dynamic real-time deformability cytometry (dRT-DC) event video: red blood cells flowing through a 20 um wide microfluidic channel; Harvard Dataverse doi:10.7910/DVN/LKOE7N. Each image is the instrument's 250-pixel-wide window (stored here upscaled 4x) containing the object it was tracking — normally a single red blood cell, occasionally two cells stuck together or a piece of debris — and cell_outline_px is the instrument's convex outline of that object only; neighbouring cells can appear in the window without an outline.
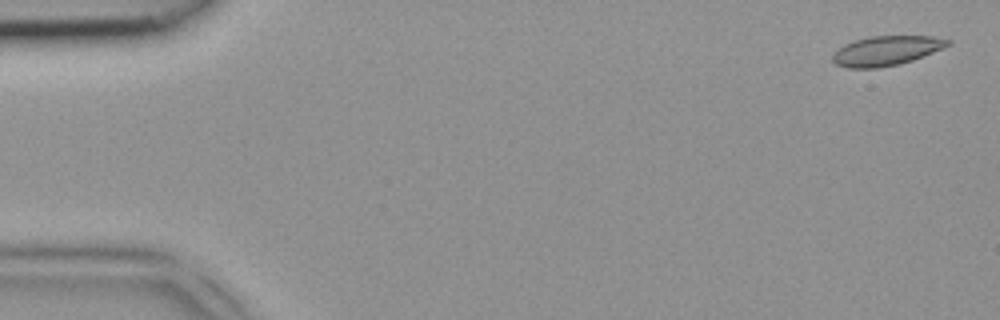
{"species": "common noctule bat (a hibernating species)", "species_latin": "Nyctalus noctula", "temperature_condition": "room temperature", "stored_images_in_passage": 3, "camera_frame_rate_fps": 3000, "um_per_image_px": 0.085, "animal": {"sex": "female", "body_mass_g": 18.4}, "frame": {"image": 1, "passage_image": 1, "time_ms": 0.0, "image_size_px": [1000, 320], "cell_outline_px": [[952, 44], [944, 48], [912, 60], [900, 64], [876, 68], [848, 68], [836, 64], [832, 60], [832, 56], [844, 44], [856, 40], [872, 36], [932, 36], [952, 40]], "centroid_in_image_um": [75.38, 4.31], "position_along_channel_um": 9.6, "area_um2": 19.77}}